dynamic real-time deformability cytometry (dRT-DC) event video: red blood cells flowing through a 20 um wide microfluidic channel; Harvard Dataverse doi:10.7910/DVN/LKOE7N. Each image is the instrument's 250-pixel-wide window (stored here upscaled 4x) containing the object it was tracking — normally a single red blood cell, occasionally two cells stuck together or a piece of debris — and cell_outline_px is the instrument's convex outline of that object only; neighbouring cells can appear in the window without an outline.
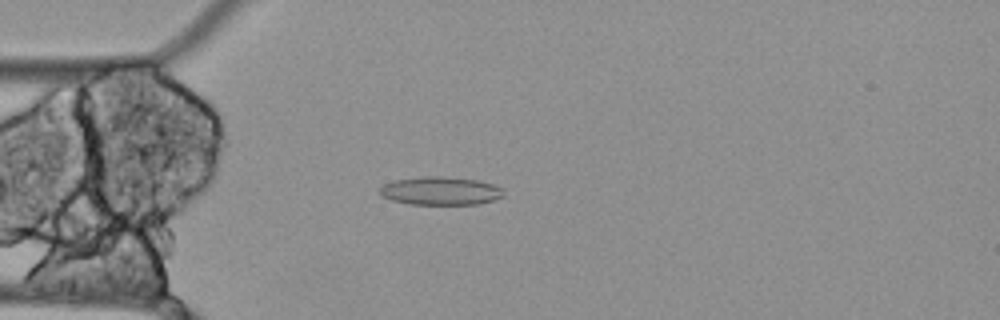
{"species": "Egyptian fruit bat (a non-hibernating species)", "species_latin": "Rousettus aegyptiacus", "temperature_condition": "cold", "stored_images_in_passage": 57, "camera_frame_rate_fps": 3000, "um_per_image_px": 0.085, "animal": {"sex": "female"}, "frame": {"image": 1, "passage_image": 15, "time_ms": 4.667, "image_size_px": [1000, 320], "cell_outline_px": [[504, 196], [480, 204], [412, 204], [392, 200], [380, 196], [380, 188], [384, 184], [396, 180], [420, 176], [440, 176], [476, 180], [496, 184], [504, 188]], "centroid_in_image_um": [37.48, 16.22], "position_along_channel_um": 47.5, "area_um2": 20.46}}
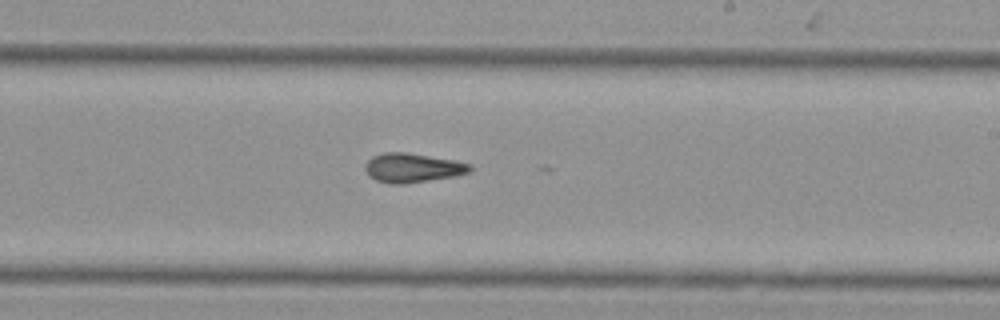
{"frame": {"image": 2, "passage_image": 33, "time_ms": 10.667, "image_size_px": [1000, 320], "cell_outline_px": [[472, 172], [456, 176], [404, 184], [392, 184], [376, 180], [368, 176], [364, 168], [364, 164], [372, 156], [384, 152], [408, 152], [452, 160], [472, 164]], "centroid_in_image_um": [35.06, 14.26], "position_along_channel_um": 253.9, "area_um2": 18.03}}
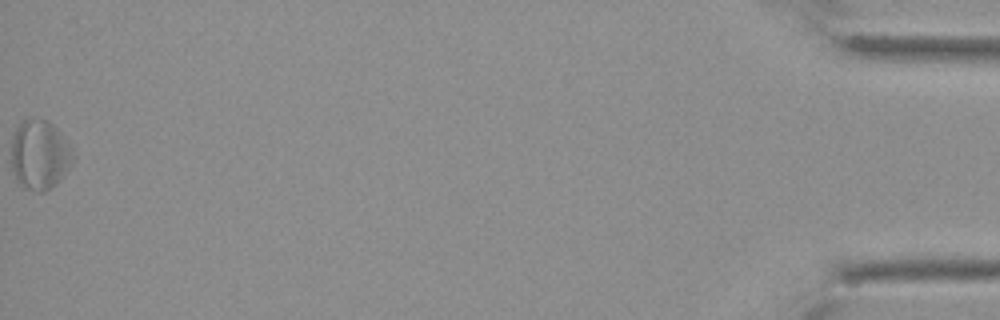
{"frame": {"image": 3, "passage_image": 57, "time_ms": 18.667, "image_size_px": [1000, 320], "cell_outline_px": [[76, 160], [60, 180], [56, 184], [44, 192], [40, 192], [20, 188], [16, 180], [12, 168], [12, 136], [20, 120], [28, 116], [48, 120], [72, 144], [76, 156]], "centroid_in_image_um": [3.4, 13.14], "position_along_channel_um": 431.8, "area_um2": 26.07}}